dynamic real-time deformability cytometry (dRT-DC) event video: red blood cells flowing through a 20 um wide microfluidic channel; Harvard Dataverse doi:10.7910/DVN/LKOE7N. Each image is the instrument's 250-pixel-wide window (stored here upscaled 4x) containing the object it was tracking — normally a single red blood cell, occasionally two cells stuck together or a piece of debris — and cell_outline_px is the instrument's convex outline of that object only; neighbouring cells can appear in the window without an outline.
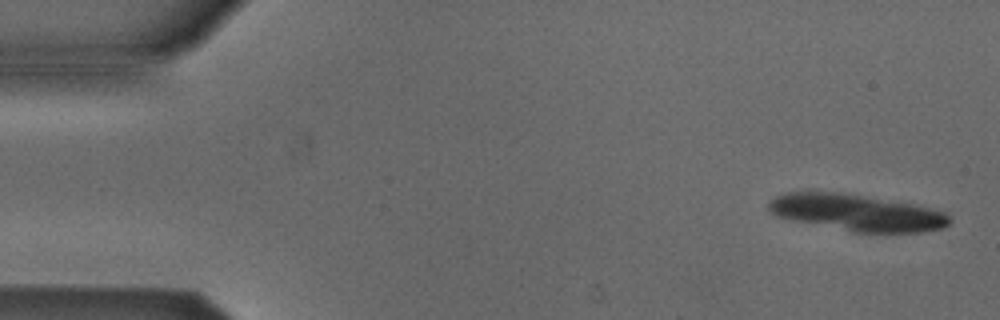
{"species": "Egyptian fruit bat (a non-hibernating species)", "species_latin": "Rousettus aegyptiacus", "temperature_condition": "cold", "stored_images_in_passage": 4, "camera_frame_rate_fps": 3000, "um_per_image_px": 0.085, "animal": {"sex": "male"}, "frame": {"image": 1, "passage_image": 1, "time_ms": 0.0, "image_size_px": [1000, 320], "cell_outline_px": [[952, 220], [948, 224], [940, 228], [920, 232], [852, 232], [776, 216], [768, 208], [768, 204], [776, 196], [784, 192], [840, 192], [912, 204], [944, 212]], "centroid_in_image_um": [72.8, 18.07], "position_along_channel_um": 12.2, "area_um2": 37.92}}